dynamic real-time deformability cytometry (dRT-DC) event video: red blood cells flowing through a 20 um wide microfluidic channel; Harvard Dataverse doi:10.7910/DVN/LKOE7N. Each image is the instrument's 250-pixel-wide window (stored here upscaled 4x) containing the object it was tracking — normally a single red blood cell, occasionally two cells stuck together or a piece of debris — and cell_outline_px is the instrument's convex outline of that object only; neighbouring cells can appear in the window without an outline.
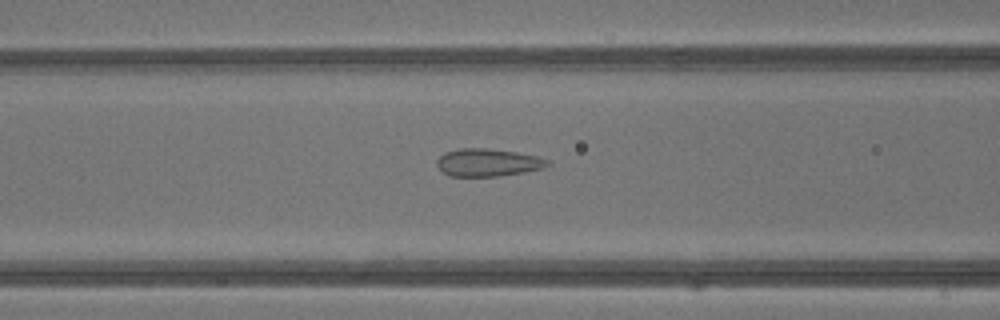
{"species": "common noctule bat (a hibernating species)", "species_latin": "Nyctalus noctula", "temperature_condition": "warm", "stored_images_in_passage": 32, "camera_frame_rate_fps": 3000, "um_per_image_px": 0.085, "animal": {"sex": "male", "body_mass_g": 13.3}, "frame": {"image": 1, "passage_image": 8, "time_ms": 2.333, "image_size_px": [1000, 320], "cell_outline_px": [[552, 164], [544, 168], [524, 172], [500, 176], [448, 176], [436, 164], [436, 160], [444, 152], [460, 148], [488, 148], [516, 152], [536, 156], [548, 160]], "centroid_in_image_um": [41.47, 13.81], "position_along_channel_um": 125.1, "area_um2": 17.92}}
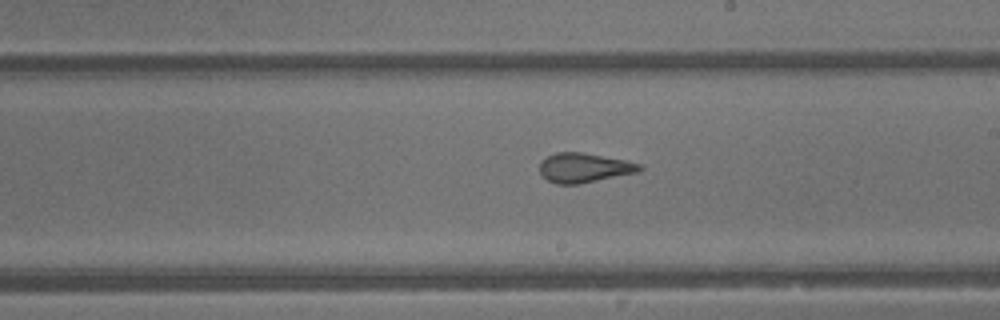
{"frame": {"image": 2, "passage_image": 15, "time_ms": 4.667, "image_size_px": [1000, 320], "cell_outline_px": [[644, 168], [636, 172], [580, 184], [556, 184], [548, 180], [540, 172], [540, 160], [556, 152], [584, 152], [624, 160], [640, 164]], "centroid_in_image_um": [49.62, 14.25], "position_along_channel_um": 239.4, "area_um2": 17.05}}
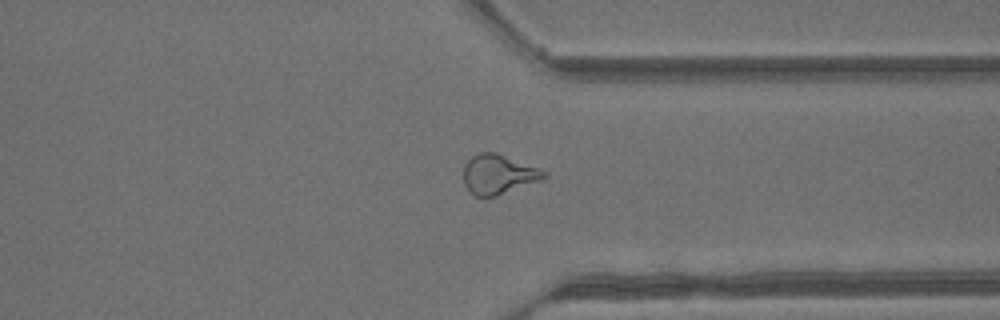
{"frame": {"image": 3, "passage_image": 23, "time_ms": 7.333, "image_size_px": [1000, 320], "cell_outline_px": [[548, 176], [544, 180], [496, 196], [476, 196], [468, 192], [464, 184], [464, 164], [472, 156], [480, 152], [496, 152], [548, 172]], "centroid_in_image_um": [42.38, 14.83], "position_along_channel_um": 369.0, "area_um2": 18.73}, "authors_computed_cell_mechanics": {"area_um2": 18.4671, "velocity_mm_per_s": 4.8987, "shape_relaxation_time_tau1_ms": null, "shape_relaxation_time_tau2_ms": 0.8933, "deformation_change_tau1": null, "deformation_change_tau2": 0.0911}}